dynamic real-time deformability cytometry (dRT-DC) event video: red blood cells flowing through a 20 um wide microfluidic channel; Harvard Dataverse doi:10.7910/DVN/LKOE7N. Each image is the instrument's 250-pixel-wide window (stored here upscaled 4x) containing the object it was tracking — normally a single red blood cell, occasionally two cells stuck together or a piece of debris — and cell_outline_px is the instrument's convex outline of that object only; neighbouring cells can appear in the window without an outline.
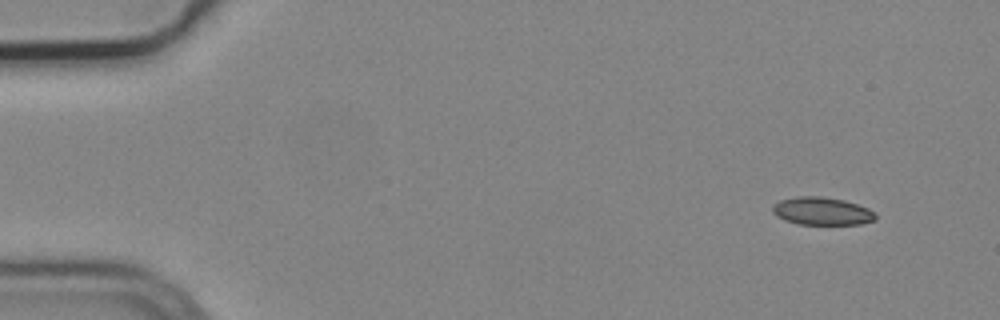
{"species": "common noctule bat (a hibernating species)", "species_latin": "Nyctalus noctula", "temperature_condition": "cold", "stored_images_in_passage": 5, "camera_frame_rate_fps": 3000, "um_per_image_px": 0.085, "animal": {"sex": "male", "body_mass_g": 19.2, "forearm_length_mm": 51.8}, "frame": {"image": 1, "passage_image": 1, "time_ms": 0.0, "image_size_px": [1000, 320], "cell_outline_px": [[876, 220], [860, 224], [800, 224], [784, 220], [776, 216], [772, 212], [772, 204], [780, 200], [796, 196], [820, 196], [844, 200], [868, 208], [876, 212]], "centroid_in_image_um": [69.85, 17.94], "position_along_channel_um": 15.1, "area_um2": 16.82}}
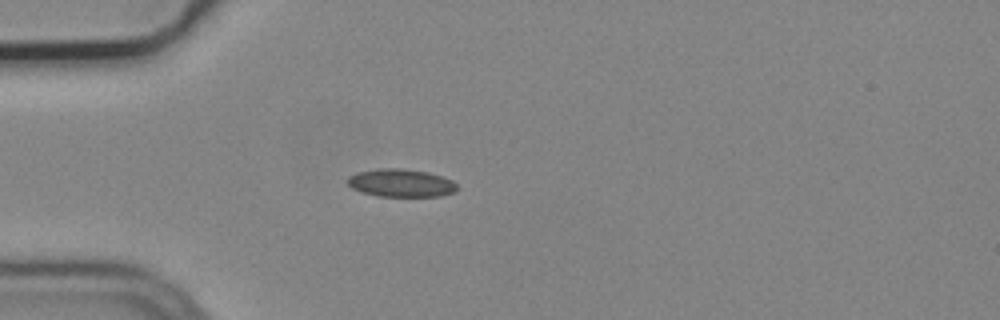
{"frame": {"image": 2, "passage_image": 4, "time_ms": 1.0, "image_size_px": [1000, 320], "cell_outline_px": [[460, 188], [456, 192], [440, 196], [376, 196], [352, 188], [348, 184], [348, 176], [356, 172], [380, 168], [404, 168], [428, 172], [452, 180]], "centroid_in_image_um": [34.11, 15.55], "position_along_channel_um": 50.9, "area_um2": 17.92}}